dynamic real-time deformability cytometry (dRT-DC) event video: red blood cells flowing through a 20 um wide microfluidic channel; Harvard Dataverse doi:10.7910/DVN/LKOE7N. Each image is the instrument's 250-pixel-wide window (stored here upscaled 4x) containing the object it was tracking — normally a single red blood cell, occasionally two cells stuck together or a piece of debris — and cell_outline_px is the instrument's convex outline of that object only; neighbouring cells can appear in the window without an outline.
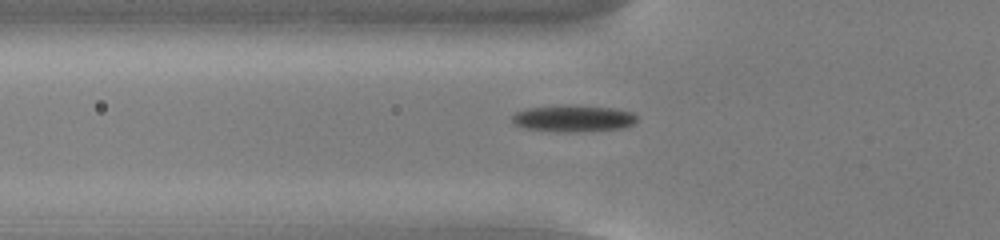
{"species": "common noctule bat (a hibernating species)", "species_latin": "Nyctalus noctula", "temperature_condition": "cold", "stored_images_in_passage": 55, "camera_frame_rate_fps": 3000, "um_per_image_px": 0.085, "animal": {"sex": "male", "body_mass_g": 13.0, "forearm_length_mm": 53.1}, "frame": {"image": 1, "passage_image": 20, "time_ms": 6.333, "image_size_px": [1000, 240], "cell_outline_px": [[636, 120], [632, 124], [620, 128], [576, 132], [560, 132], [524, 128], [516, 124], [512, 120], [512, 116], [516, 112], [528, 108], [616, 108], [632, 112], [636, 116]], "centroid_in_image_um": [48.74, 10.12], "position_along_channel_um": 77.1, "area_um2": 18.15}}
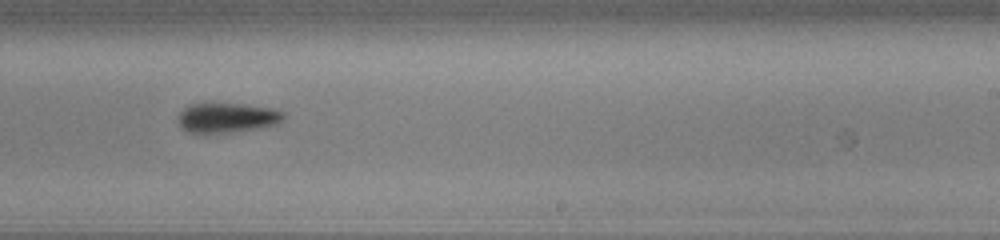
{"frame": {"image": 2, "passage_image": 35, "time_ms": 11.333, "image_size_px": [1000, 240], "cell_outline_px": [[284, 120], [280, 124], [264, 128], [204, 136], [188, 132], [180, 128], [176, 120], [180, 112], [184, 108], [192, 104], [244, 104], [272, 108], [284, 112]], "centroid_in_image_um": [19.29, 10.06], "position_along_channel_um": 269.7, "area_um2": 19.19}}
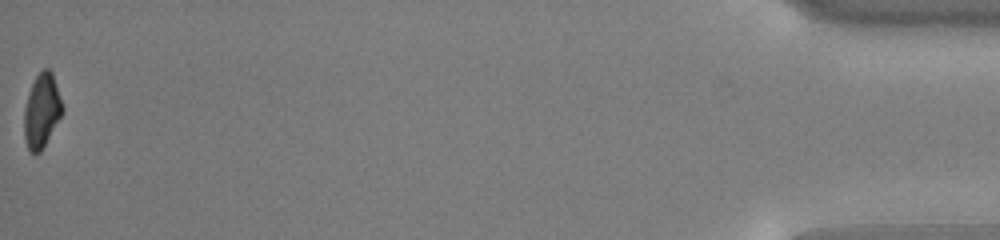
{"frame": {"image": 3, "passage_image": 55, "time_ms": 18.0, "image_size_px": [1000, 240], "cell_outline_px": [[64, 112], [40, 152], [28, 152], [24, 140], [24, 108], [28, 92], [36, 76], [44, 68], [48, 68], [52, 72], [64, 108]], "centroid_in_image_um": [3.54, 9.42], "position_along_channel_um": 431.7, "area_um2": 16.59}, "authors_computed_cell_mechanics": {"area_um2": 17.7446, "velocity_mm_per_s": 3.8541, "shape_relaxation_time_tau1_ms": 2.3831, "shape_relaxation_time_tau2_ms": null, "deformation_change_tau1": 0.1126, "deformation_change_tau2": null}}